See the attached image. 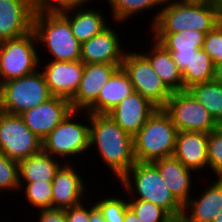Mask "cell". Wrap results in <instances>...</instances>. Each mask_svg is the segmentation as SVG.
Returning <instances> with one entry per match:
<instances>
[{
    "mask_svg": "<svg viewBox=\"0 0 222 222\" xmlns=\"http://www.w3.org/2000/svg\"><path fill=\"white\" fill-rule=\"evenodd\" d=\"M222 9L214 2L199 0H164L150 19L152 34H174L196 30L207 34L221 21Z\"/></svg>",
    "mask_w": 222,
    "mask_h": 222,
    "instance_id": "1",
    "label": "cell"
},
{
    "mask_svg": "<svg viewBox=\"0 0 222 222\" xmlns=\"http://www.w3.org/2000/svg\"><path fill=\"white\" fill-rule=\"evenodd\" d=\"M89 125V150L96 148L101 162H105L119 181L136 162L133 136L107 114L90 113Z\"/></svg>",
    "mask_w": 222,
    "mask_h": 222,
    "instance_id": "2",
    "label": "cell"
},
{
    "mask_svg": "<svg viewBox=\"0 0 222 222\" xmlns=\"http://www.w3.org/2000/svg\"><path fill=\"white\" fill-rule=\"evenodd\" d=\"M118 183L125 189L124 193L130 195L127 199L152 202L166 210L177 222L180 221L183 205L166 186L152 162H135Z\"/></svg>",
    "mask_w": 222,
    "mask_h": 222,
    "instance_id": "3",
    "label": "cell"
},
{
    "mask_svg": "<svg viewBox=\"0 0 222 222\" xmlns=\"http://www.w3.org/2000/svg\"><path fill=\"white\" fill-rule=\"evenodd\" d=\"M37 43L48 49L51 61L81 60V43L74 37L69 21L59 11H38L33 18Z\"/></svg>",
    "mask_w": 222,
    "mask_h": 222,
    "instance_id": "4",
    "label": "cell"
},
{
    "mask_svg": "<svg viewBox=\"0 0 222 222\" xmlns=\"http://www.w3.org/2000/svg\"><path fill=\"white\" fill-rule=\"evenodd\" d=\"M177 128L163 108H157L133 136L136 162H152L173 156Z\"/></svg>",
    "mask_w": 222,
    "mask_h": 222,
    "instance_id": "5",
    "label": "cell"
},
{
    "mask_svg": "<svg viewBox=\"0 0 222 222\" xmlns=\"http://www.w3.org/2000/svg\"><path fill=\"white\" fill-rule=\"evenodd\" d=\"M82 111L73 110L51 133L42 140V150L65 163L72 157L83 156L89 152L90 113L84 111L86 122L77 120ZM77 116V117H76ZM76 119V120H75ZM70 159H69V158ZM69 159V160H68Z\"/></svg>",
    "mask_w": 222,
    "mask_h": 222,
    "instance_id": "6",
    "label": "cell"
},
{
    "mask_svg": "<svg viewBox=\"0 0 222 222\" xmlns=\"http://www.w3.org/2000/svg\"><path fill=\"white\" fill-rule=\"evenodd\" d=\"M52 97L39 68L26 76L0 84V111L20 115Z\"/></svg>",
    "mask_w": 222,
    "mask_h": 222,
    "instance_id": "7",
    "label": "cell"
},
{
    "mask_svg": "<svg viewBox=\"0 0 222 222\" xmlns=\"http://www.w3.org/2000/svg\"><path fill=\"white\" fill-rule=\"evenodd\" d=\"M37 46L34 31L19 38L0 42V84L39 69L43 60L39 57Z\"/></svg>",
    "mask_w": 222,
    "mask_h": 222,
    "instance_id": "8",
    "label": "cell"
},
{
    "mask_svg": "<svg viewBox=\"0 0 222 222\" xmlns=\"http://www.w3.org/2000/svg\"><path fill=\"white\" fill-rule=\"evenodd\" d=\"M121 67L129 76L134 91L148 99L157 108L165 106L172 92L165 86L141 51L140 53L130 52L127 49Z\"/></svg>",
    "mask_w": 222,
    "mask_h": 222,
    "instance_id": "9",
    "label": "cell"
},
{
    "mask_svg": "<svg viewBox=\"0 0 222 222\" xmlns=\"http://www.w3.org/2000/svg\"><path fill=\"white\" fill-rule=\"evenodd\" d=\"M163 109L170 116L177 131H198L209 134L220 127L188 90L172 92Z\"/></svg>",
    "mask_w": 222,
    "mask_h": 222,
    "instance_id": "10",
    "label": "cell"
},
{
    "mask_svg": "<svg viewBox=\"0 0 222 222\" xmlns=\"http://www.w3.org/2000/svg\"><path fill=\"white\" fill-rule=\"evenodd\" d=\"M41 150L42 140L26 126L20 115L0 111V152L19 162Z\"/></svg>",
    "mask_w": 222,
    "mask_h": 222,
    "instance_id": "11",
    "label": "cell"
},
{
    "mask_svg": "<svg viewBox=\"0 0 222 222\" xmlns=\"http://www.w3.org/2000/svg\"><path fill=\"white\" fill-rule=\"evenodd\" d=\"M73 111L69 99L53 96L20 114L26 126L41 140Z\"/></svg>",
    "mask_w": 222,
    "mask_h": 222,
    "instance_id": "12",
    "label": "cell"
},
{
    "mask_svg": "<svg viewBox=\"0 0 222 222\" xmlns=\"http://www.w3.org/2000/svg\"><path fill=\"white\" fill-rule=\"evenodd\" d=\"M72 162L63 163L52 180V208L68 209L88 201V190L84 178L76 171L78 166ZM74 166H77L76 169ZM79 173V174H78Z\"/></svg>",
    "mask_w": 222,
    "mask_h": 222,
    "instance_id": "13",
    "label": "cell"
},
{
    "mask_svg": "<svg viewBox=\"0 0 222 222\" xmlns=\"http://www.w3.org/2000/svg\"><path fill=\"white\" fill-rule=\"evenodd\" d=\"M110 26L81 44V61L84 64H122L127 49L121 43L117 28Z\"/></svg>",
    "mask_w": 222,
    "mask_h": 222,
    "instance_id": "14",
    "label": "cell"
},
{
    "mask_svg": "<svg viewBox=\"0 0 222 222\" xmlns=\"http://www.w3.org/2000/svg\"><path fill=\"white\" fill-rule=\"evenodd\" d=\"M43 64V76L53 96L71 99L76 93L83 76L84 63L75 61H49Z\"/></svg>",
    "mask_w": 222,
    "mask_h": 222,
    "instance_id": "15",
    "label": "cell"
},
{
    "mask_svg": "<svg viewBox=\"0 0 222 222\" xmlns=\"http://www.w3.org/2000/svg\"><path fill=\"white\" fill-rule=\"evenodd\" d=\"M120 67L121 64H84L79 87L70 99L73 110L86 111L98 99L103 86Z\"/></svg>",
    "mask_w": 222,
    "mask_h": 222,
    "instance_id": "16",
    "label": "cell"
},
{
    "mask_svg": "<svg viewBox=\"0 0 222 222\" xmlns=\"http://www.w3.org/2000/svg\"><path fill=\"white\" fill-rule=\"evenodd\" d=\"M34 14L31 0H0V42L33 31Z\"/></svg>",
    "mask_w": 222,
    "mask_h": 222,
    "instance_id": "17",
    "label": "cell"
},
{
    "mask_svg": "<svg viewBox=\"0 0 222 222\" xmlns=\"http://www.w3.org/2000/svg\"><path fill=\"white\" fill-rule=\"evenodd\" d=\"M157 107L134 91L111 109L109 115L125 132L134 136Z\"/></svg>",
    "mask_w": 222,
    "mask_h": 222,
    "instance_id": "18",
    "label": "cell"
},
{
    "mask_svg": "<svg viewBox=\"0 0 222 222\" xmlns=\"http://www.w3.org/2000/svg\"><path fill=\"white\" fill-rule=\"evenodd\" d=\"M214 180L204 186L199 196L191 197L183 205L179 222H212L222 209V178Z\"/></svg>",
    "mask_w": 222,
    "mask_h": 222,
    "instance_id": "19",
    "label": "cell"
},
{
    "mask_svg": "<svg viewBox=\"0 0 222 222\" xmlns=\"http://www.w3.org/2000/svg\"><path fill=\"white\" fill-rule=\"evenodd\" d=\"M207 144V133L178 131L173 156L193 173L206 170L208 168Z\"/></svg>",
    "mask_w": 222,
    "mask_h": 222,
    "instance_id": "20",
    "label": "cell"
},
{
    "mask_svg": "<svg viewBox=\"0 0 222 222\" xmlns=\"http://www.w3.org/2000/svg\"><path fill=\"white\" fill-rule=\"evenodd\" d=\"M153 39L171 52L178 68L183 71L193 55L203 48L205 33L196 30H184L174 34H152Z\"/></svg>",
    "mask_w": 222,
    "mask_h": 222,
    "instance_id": "21",
    "label": "cell"
},
{
    "mask_svg": "<svg viewBox=\"0 0 222 222\" xmlns=\"http://www.w3.org/2000/svg\"><path fill=\"white\" fill-rule=\"evenodd\" d=\"M86 3L60 10L59 12L69 21L74 37L82 44L102 32L109 26L110 21L95 8H88Z\"/></svg>",
    "mask_w": 222,
    "mask_h": 222,
    "instance_id": "22",
    "label": "cell"
},
{
    "mask_svg": "<svg viewBox=\"0 0 222 222\" xmlns=\"http://www.w3.org/2000/svg\"><path fill=\"white\" fill-rule=\"evenodd\" d=\"M152 163L157 167L166 186L173 193L175 198L184 205L192 196L191 187L193 184L191 174L188 169L174 156L159 158Z\"/></svg>",
    "mask_w": 222,
    "mask_h": 222,
    "instance_id": "23",
    "label": "cell"
},
{
    "mask_svg": "<svg viewBox=\"0 0 222 222\" xmlns=\"http://www.w3.org/2000/svg\"><path fill=\"white\" fill-rule=\"evenodd\" d=\"M151 39L153 45L150 52L142 54L148 59L153 70L171 92L184 91L182 71L173 60L171 52L152 37Z\"/></svg>",
    "mask_w": 222,
    "mask_h": 222,
    "instance_id": "24",
    "label": "cell"
},
{
    "mask_svg": "<svg viewBox=\"0 0 222 222\" xmlns=\"http://www.w3.org/2000/svg\"><path fill=\"white\" fill-rule=\"evenodd\" d=\"M132 92L133 84L120 67L103 86L98 99L86 111L92 114H107Z\"/></svg>",
    "mask_w": 222,
    "mask_h": 222,
    "instance_id": "25",
    "label": "cell"
},
{
    "mask_svg": "<svg viewBox=\"0 0 222 222\" xmlns=\"http://www.w3.org/2000/svg\"><path fill=\"white\" fill-rule=\"evenodd\" d=\"M61 161L43 150L19 161V183L52 181Z\"/></svg>",
    "mask_w": 222,
    "mask_h": 222,
    "instance_id": "26",
    "label": "cell"
},
{
    "mask_svg": "<svg viewBox=\"0 0 222 222\" xmlns=\"http://www.w3.org/2000/svg\"><path fill=\"white\" fill-rule=\"evenodd\" d=\"M222 126V85L214 81L198 83L187 89Z\"/></svg>",
    "mask_w": 222,
    "mask_h": 222,
    "instance_id": "27",
    "label": "cell"
},
{
    "mask_svg": "<svg viewBox=\"0 0 222 222\" xmlns=\"http://www.w3.org/2000/svg\"><path fill=\"white\" fill-rule=\"evenodd\" d=\"M214 64L210 56L199 49L182 71L184 90L192 85L212 81Z\"/></svg>",
    "mask_w": 222,
    "mask_h": 222,
    "instance_id": "28",
    "label": "cell"
},
{
    "mask_svg": "<svg viewBox=\"0 0 222 222\" xmlns=\"http://www.w3.org/2000/svg\"><path fill=\"white\" fill-rule=\"evenodd\" d=\"M111 8V17L113 22L123 23L127 19L135 17L141 12H148L151 9H159L164 0H107Z\"/></svg>",
    "mask_w": 222,
    "mask_h": 222,
    "instance_id": "29",
    "label": "cell"
},
{
    "mask_svg": "<svg viewBox=\"0 0 222 222\" xmlns=\"http://www.w3.org/2000/svg\"><path fill=\"white\" fill-rule=\"evenodd\" d=\"M26 202L37 210L52 208V181L19 183ZM26 186L25 188H23Z\"/></svg>",
    "mask_w": 222,
    "mask_h": 222,
    "instance_id": "30",
    "label": "cell"
},
{
    "mask_svg": "<svg viewBox=\"0 0 222 222\" xmlns=\"http://www.w3.org/2000/svg\"><path fill=\"white\" fill-rule=\"evenodd\" d=\"M127 201L142 222H177L166 210L152 202L136 199Z\"/></svg>",
    "mask_w": 222,
    "mask_h": 222,
    "instance_id": "31",
    "label": "cell"
},
{
    "mask_svg": "<svg viewBox=\"0 0 222 222\" xmlns=\"http://www.w3.org/2000/svg\"><path fill=\"white\" fill-rule=\"evenodd\" d=\"M102 198L98 201L94 200V204L102 213L106 222H123L128 207L127 198L123 199L120 195L118 197L110 196V194L109 197L105 195Z\"/></svg>",
    "mask_w": 222,
    "mask_h": 222,
    "instance_id": "32",
    "label": "cell"
},
{
    "mask_svg": "<svg viewBox=\"0 0 222 222\" xmlns=\"http://www.w3.org/2000/svg\"><path fill=\"white\" fill-rule=\"evenodd\" d=\"M19 163L0 152V192L19 190Z\"/></svg>",
    "mask_w": 222,
    "mask_h": 222,
    "instance_id": "33",
    "label": "cell"
},
{
    "mask_svg": "<svg viewBox=\"0 0 222 222\" xmlns=\"http://www.w3.org/2000/svg\"><path fill=\"white\" fill-rule=\"evenodd\" d=\"M208 169L215 178H222V126L208 134Z\"/></svg>",
    "mask_w": 222,
    "mask_h": 222,
    "instance_id": "34",
    "label": "cell"
},
{
    "mask_svg": "<svg viewBox=\"0 0 222 222\" xmlns=\"http://www.w3.org/2000/svg\"><path fill=\"white\" fill-rule=\"evenodd\" d=\"M202 49L210 56L214 65L222 62V21L205 35Z\"/></svg>",
    "mask_w": 222,
    "mask_h": 222,
    "instance_id": "35",
    "label": "cell"
},
{
    "mask_svg": "<svg viewBox=\"0 0 222 222\" xmlns=\"http://www.w3.org/2000/svg\"><path fill=\"white\" fill-rule=\"evenodd\" d=\"M91 0H31L35 12L60 11L65 8L89 3Z\"/></svg>",
    "mask_w": 222,
    "mask_h": 222,
    "instance_id": "36",
    "label": "cell"
},
{
    "mask_svg": "<svg viewBox=\"0 0 222 222\" xmlns=\"http://www.w3.org/2000/svg\"><path fill=\"white\" fill-rule=\"evenodd\" d=\"M66 222H90V206L84 202L65 209Z\"/></svg>",
    "mask_w": 222,
    "mask_h": 222,
    "instance_id": "37",
    "label": "cell"
},
{
    "mask_svg": "<svg viewBox=\"0 0 222 222\" xmlns=\"http://www.w3.org/2000/svg\"><path fill=\"white\" fill-rule=\"evenodd\" d=\"M38 213V222H66L65 209L47 208Z\"/></svg>",
    "mask_w": 222,
    "mask_h": 222,
    "instance_id": "38",
    "label": "cell"
},
{
    "mask_svg": "<svg viewBox=\"0 0 222 222\" xmlns=\"http://www.w3.org/2000/svg\"><path fill=\"white\" fill-rule=\"evenodd\" d=\"M91 202L90 204V222H106L102 213L99 209L95 206V204Z\"/></svg>",
    "mask_w": 222,
    "mask_h": 222,
    "instance_id": "39",
    "label": "cell"
},
{
    "mask_svg": "<svg viewBox=\"0 0 222 222\" xmlns=\"http://www.w3.org/2000/svg\"><path fill=\"white\" fill-rule=\"evenodd\" d=\"M212 81L222 85V62L214 65Z\"/></svg>",
    "mask_w": 222,
    "mask_h": 222,
    "instance_id": "40",
    "label": "cell"
},
{
    "mask_svg": "<svg viewBox=\"0 0 222 222\" xmlns=\"http://www.w3.org/2000/svg\"><path fill=\"white\" fill-rule=\"evenodd\" d=\"M123 222H142L135 212L128 206L126 208L125 218Z\"/></svg>",
    "mask_w": 222,
    "mask_h": 222,
    "instance_id": "41",
    "label": "cell"
},
{
    "mask_svg": "<svg viewBox=\"0 0 222 222\" xmlns=\"http://www.w3.org/2000/svg\"><path fill=\"white\" fill-rule=\"evenodd\" d=\"M212 222H222V209L218 212V214L214 217Z\"/></svg>",
    "mask_w": 222,
    "mask_h": 222,
    "instance_id": "42",
    "label": "cell"
},
{
    "mask_svg": "<svg viewBox=\"0 0 222 222\" xmlns=\"http://www.w3.org/2000/svg\"><path fill=\"white\" fill-rule=\"evenodd\" d=\"M199 1H210V2H214L219 5V0H199Z\"/></svg>",
    "mask_w": 222,
    "mask_h": 222,
    "instance_id": "43",
    "label": "cell"
},
{
    "mask_svg": "<svg viewBox=\"0 0 222 222\" xmlns=\"http://www.w3.org/2000/svg\"><path fill=\"white\" fill-rule=\"evenodd\" d=\"M219 6L222 9V0H219Z\"/></svg>",
    "mask_w": 222,
    "mask_h": 222,
    "instance_id": "44",
    "label": "cell"
}]
</instances>
